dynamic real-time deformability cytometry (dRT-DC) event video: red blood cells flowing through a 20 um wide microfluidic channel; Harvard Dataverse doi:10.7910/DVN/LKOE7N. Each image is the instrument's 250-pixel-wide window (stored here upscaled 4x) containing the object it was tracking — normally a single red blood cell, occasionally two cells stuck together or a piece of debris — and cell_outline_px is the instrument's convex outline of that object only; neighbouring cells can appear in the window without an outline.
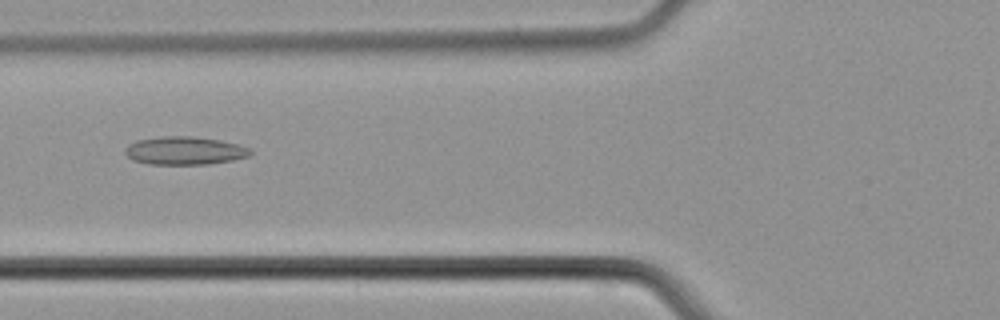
{"species": "common noctule bat (a hibernating species)", "species_latin": "Nyctalus noctula", "temperature_condition": "cold", "stored_images_in_passage": 49, "camera_frame_rate_fps": 3000, "um_per_image_px": 0.085, "animal": {"sex": "male", "body_mass_g": 21.5, "forearm_length_mm": 52.0}, "frame": {"image": 1, "passage_image": 19, "time_ms": 6.0, "image_size_px": [1000, 320], "cell_outline_px": [[252, 156], [232, 160], [208, 164], [148, 164], [132, 160], [124, 152], [124, 148], [128, 144], [136, 140], [160, 136], [192, 136], [220, 140], [236, 144], [248, 148], [252, 152]], "centroid_in_image_um": [15.66, 12.8], "position_along_channel_um": 110.1, "area_um2": 20.63}}
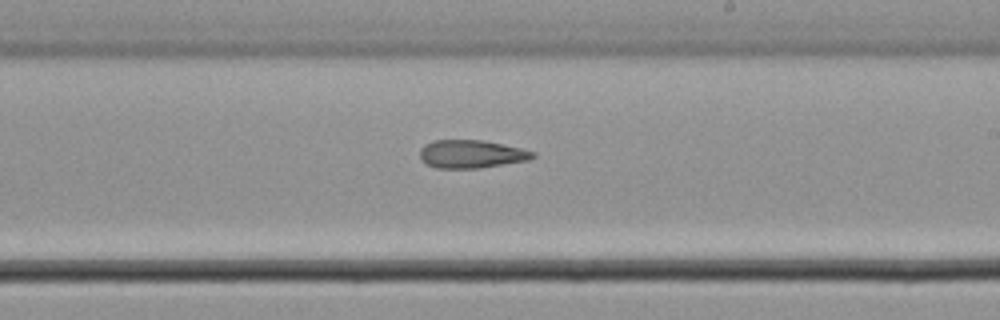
{"frame": {"image": 2, "passage_image": 29, "time_ms": 9.333, "image_size_px": [1000, 320], "cell_outline_px": [[536, 156], [528, 160], [480, 168], [436, 168], [428, 164], [420, 156], [420, 148], [424, 144], [432, 140], [484, 140], [524, 148], [536, 152]], "centroid_in_image_um": [40.1, 13.08], "position_along_channel_um": 248.9, "area_um2": 18.61}}
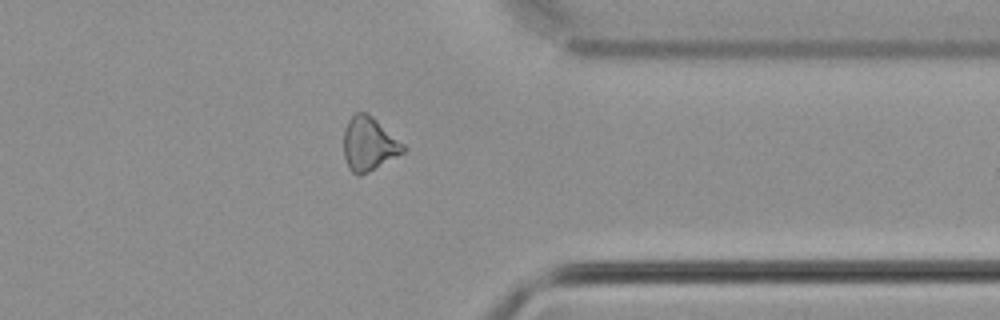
{"frame": {"image": 3, "passage_image": 39, "time_ms": 12.667, "image_size_px": [1000, 320], "cell_outline_px": [[408, 148], [404, 152], [368, 172], [360, 176], [356, 176], [348, 168], [344, 156], [344, 128], [348, 120], [356, 112], [364, 112], [372, 116], [404, 144]], "centroid_in_image_um": [31.34, 12.24], "position_along_channel_um": 380.1, "area_um2": 18.61}}